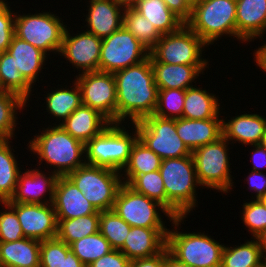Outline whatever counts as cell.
Listing matches in <instances>:
<instances>
[{
    "label": "cell",
    "mask_w": 266,
    "mask_h": 267,
    "mask_svg": "<svg viewBox=\"0 0 266 267\" xmlns=\"http://www.w3.org/2000/svg\"><path fill=\"white\" fill-rule=\"evenodd\" d=\"M113 75L117 95L116 123H122L125 119L134 123L154 114L158 87L150 54L141 63L116 71Z\"/></svg>",
    "instance_id": "6da1fadb"
},
{
    "label": "cell",
    "mask_w": 266,
    "mask_h": 267,
    "mask_svg": "<svg viewBox=\"0 0 266 267\" xmlns=\"http://www.w3.org/2000/svg\"><path fill=\"white\" fill-rule=\"evenodd\" d=\"M49 126L40 135H34L28 142V148L39 156L37 165L45 161L50 168H55L52 172L57 176H67L85 164V145L66 132L61 125Z\"/></svg>",
    "instance_id": "7a4b0ae2"
},
{
    "label": "cell",
    "mask_w": 266,
    "mask_h": 267,
    "mask_svg": "<svg viewBox=\"0 0 266 267\" xmlns=\"http://www.w3.org/2000/svg\"><path fill=\"white\" fill-rule=\"evenodd\" d=\"M159 172L166 192V208L174 217H187L197 206L196 188L200 186L192 154L163 159Z\"/></svg>",
    "instance_id": "3957f363"
},
{
    "label": "cell",
    "mask_w": 266,
    "mask_h": 267,
    "mask_svg": "<svg viewBox=\"0 0 266 267\" xmlns=\"http://www.w3.org/2000/svg\"><path fill=\"white\" fill-rule=\"evenodd\" d=\"M121 125L122 123H110L85 144V164L123 172L129 161L131 148L138 139V132L134 124L133 134H129Z\"/></svg>",
    "instance_id": "277c9868"
},
{
    "label": "cell",
    "mask_w": 266,
    "mask_h": 267,
    "mask_svg": "<svg viewBox=\"0 0 266 267\" xmlns=\"http://www.w3.org/2000/svg\"><path fill=\"white\" fill-rule=\"evenodd\" d=\"M185 24L208 46L224 35L235 38L236 0H202Z\"/></svg>",
    "instance_id": "5b68a950"
},
{
    "label": "cell",
    "mask_w": 266,
    "mask_h": 267,
    "mask_svg": "<svg viewBox=\"0 0 266 267\" xmlns=\"http://www.w3.org/2000/svg\"><path fill=\"white\" fill-rule=\"evenodd\" d=\"M160 210L169 217L174 227H179L186 218L174 217L160 202L136 192L125 183L120 187L113 206V211L131 227L167 228Z\"/></svg>",
    "instance_id": "8992f818"
},
{
    "label": "cell",
    "mask_w": 266,
    "mask_h": 267,
    "mask_svg": "<svg viewBox=\"0 0 266 267\" xmlns=\"http://www.w3.org/2000/svg\"><path fill=\"white\" fill-rule=\"evenodd\" d=\"M67 177L99 212L113 209L117 193L123 184L120 172L89 164L77 168Z\"/></svg>",
    "instance_id": "52a82bcc"
},
{
    "label": "cell",
    "mask_w": 266,
    "mask_h": 267,
    "mask_svg": "<svg viewBox=\"0 0 266 267\" xmlns=\"http://www.w3.org/2000/svg\"><path fill=\"white\" fill-rule=\"evenodd\" d=\"M179 228L167 233V248L180 262L190 267H221L224 244L201 232H178Z\"/></svg>",
    "instance_id": "ba28073f"
},
{
    "label": "cell",
    "mask_w": 266,
    "mask_h": 267,
    "mask_svg": "<svg viewBox=\"0 0 266 267\" xmlns=\"http://www.w3.org/2000/svg\"><path fill=\"white\" fill-rule=\"evenodd\" d=\"M229 144L222 136L217 141L192 151L196 176L201 187L215 189L223 194L233 189L230 157L227 152Z\"/></svg>",
    "instance_id": "9c48e42d"
},
{
    "label": "cell",
    "mask_w": 266,
    "mask_h": 267,
    "mask_svg": "<svg viewBox=\"0 0 266 267\" xmlns=\"http://www.w3.org/2000/svg\"><path fill=\"white\" fill-rule=\"evenodd\" d=\"M208 45L186 24L177 31L163 34L149 54L160 63L207 66L202 51Z\"/></svg>",
    "instance_id": "30bf717a"
},
{
    "label": "cell",
    "mask_w": 266,
    "mask_h": 267,
    "mask_svg": "<svg viewBox=\"0 0 266 267\" xmlns=\"http://www.w3.org/2000/svg\"><path fill=\"white\" fill-rule=\"evenodd\" d=\"M61 18L50 12L15 15L14 34L36 48L59 55L66 25ZM50 51V52H49Z\"/></svg>",
    "instance_id": "8fae6325"
},
{
    "label": "cell",
    "mask_w": 266,
    "mask_h": 267,
    "mask_svg": "<svg viewBox=\"0 0 266 267\" xmlns=\"http://www.w3.org/2000/svg\"><path fill=\"white\" fill-rule=\"evenodd\" d=\"M138 139L162 160L191 155L181 138L177 135L176 119L149 115L134 122Z\"/></svg>",
    "instance_id": "7c38bea8"
},
{
    "label": "cell",
    "mask_w": 266,
    "mask_h": 267,
    "mask_svg": "<svg viewBox=\"0 0 266 267\" xmlns=\"http://www.w3.org/2000/svg\"><path fill=\"white\" fill-rule=\"evenodd\" d=\"M149 51L124 26L102 39L99 71L115 73L141 63Z\"/></svg>",
    "instance_id": "4fadbf2b"
},
{
    "label": "cell",
    "mask_w": 266,
    "mask_h": 267,
    "mask_svg": "<svg viewBox=\"0 0 266 267\" xmlns=\"http://www.w3.org/2000/svg\"><path fill=\"white\" fill-rule=\"evenodd\" d=\"M82 97V104L99 111L111 123H116V83L113 73L92 71L81 73L74 80Z\"/></svg>",
    "instance_id": "5bb4252c"
},
{
    "label": "cell",
    "mask_w": 266,
    "mask_h": 267,
    "mask_svg": "<svg viewBox=\"0 0 266 267\" xmlns=\"http://www.w3.org/2000/svg\"><path fill=\"white\" fill-rule=\"evenodd\" d=\"M8 204L16 211L25 238L43 241L57 237L58 220L52 203Z\"/></svg>",
    "instance_id": "9a60e30c"
},
{
    "label": "cell",
    "mask_w": 266,
    "mask_h": 267,
    "mask_svg": "<svg viewBox=\"0 0 266 267\" xmlns=\"http://www.w3.org/2000/svg\"><path fill=\"white\" fill-rule=\"evenodd\" d=\"M75 35L71 36L66 26L60 56L69 60L79 71L82 69V73L99 71L102 39L87 31Z\"/></svg>",
    "instance_id": "2e32d148"
},
{
    "label": "cell",
    "mask_w": 266,
    "mask_h": 267,
    "mask_svg": "<svg viewBox=\"0 0 266 267\" xmlns=\"http://www.w3.org/2000/svg\"><path fill=\"white\" fill-rule=\"evenodd\" d=\"M27 170L24 173L22 172V174L21 172L19 173L14 195L6 202L33 204L53 203L54 188L58 176L53 172H51V175L49 174L47 176L42 173V170L40 172L39 169L36 168ZM46 192L49 193V199L44 197ZM43 198L45 199L43 200Z\"/></svg>",
    "instance_id": "e0dca14e"
},
{
    "label": "cell",
    "mask_w": 266,
    "mask_h": 267,
    "mask_svg": "<svg viewBox=\"0 0 266 267\" xmlns=\"http://www.w3.org/2000/svg\"><path fill=\"white\" fill-rule=\"evenodd\" d=\"M52 204L57 219H74L100 213L67 176H58Z\"/></svg>",
    "instance_id": "ac0fdd59"
},
{
    "label": "cell",
    "mask_w": 266,
    "mask_h": 267,
    "mask_svg": "<svg viewBox=\"0 0 266 267\" xmlns=\"http://www.w3.org/2000/svg\"><path fill=\"white\" fill-rule=\"evenodd\" d=\"M169 228L131 227L120 251L130 260L149 258L167 246Z\"/></svg>",
    "instance_id": "d6986e66"
},
{
    "label": "cell",
    "mask_w": 266,
    "mask_h": 267,
    "mask_svg": "<svg viewBox=\"0 0 266 267\" xmlns=\"http://www.w3.org/2000/svg\"><path fill=\"white\" fill-rule=\"evenodd\" d=\"M265 31L266 0H236V39L246 43Z\"/></svg>",
    "instance_id": "ffe728a7"
},
{
    "label": "cell",
    "mask_w": 266,
    "mask_h": 267,
    "mask_svg": "<svg viewBox=\"0 0 266 267\" xmlns=\"http://www.w3.org/2000/svg\"><path fill=\"white\" fill-rule=\"evenodd\" d=\"M222 122L223 119L220 118L206 120L176 118L177 135L192 152L222 137Z\"/></svg>",
    "instance_id": "44dd1931"
},
{
    "label": "cell",
    "mask_w": 266,
    "mask_h": 267,
    "mask_svg": "<svg viewBox=\"0 0 266 267\" xmlns=\"http://www.w3.org/2000/svg\"><path fill=\"white\" fill-rule=\"evenodd\" d=\"M89 2L88 15L85 19L88 23L87 32L103 39L123 26L125 9L113 0H90Z\"/></svg>",
    "instance_id": "7402d4cb"
},
{
    "label": "cell",
    "mask_w": 266,
    "mask_h": 267,
    "mask_svg": "<svg viewBox=\"0 0 266 267\" xmlns=\"http://www.w3.org/2000/svg\"><path fill=\"white\" fill-rule=\"evenodd\" d=\"M111 122L99 111L81 105L59 125L84 145L100 134Z\"/></svg>",
    "instance_id": "603a6c76"
},
{
    "label": "cell",
    "mask_w": 266,
    "mask_h": 267,
    "mask_svg": "<svg viewBox=\"0 0 266 267\" xmlns=\"http://www.w3.org/2000/svg\"><path fill=\"white\" fill-rule=\"evenodd\" d=\"M154 79L158 89H182L193 87L192 82L203 74L208 66L166 64L157 62L151 55ZM204 69V70H203Z\"/></svg>",
    "instance_id": "cb8c5ba5"
},
{
    "label": "cell",
    "mask_w": 266,
    "mask_h": 267,
    "mask_svg": "<svg viewBox=\"0 0 266 267\" xmlns=\"http://www.w3.org/2000/svg\"><path fill=\"white\" fill-rule=\"evenodd\" d=\"M223 136L243 145L260 144L266 130V118L259 114H241L222 122Z\"/></svg>",
    "instance_id": "d4e9b609"
},
{
    "label": "cell",
    "mask_w": 266,
    "mask_h": 267,
    "mask_svg": "<svg viewBox=\"0 0 266 267\" xmlns=\"http://www.w3.org/2000/svg\"><path fill=\"white\" fill-rule=\"evenodd\" d=\"M1 267H40V241L22 238L0 242Z\"/></svg>",
    "instance_id": "484cf974"
},
{
    "label": "cell",
    "mask_w": 266,
    "mask_h": 267,
    "mask_svg": "<svg viewBox=\"0 0 266 267\" xmlns=\"http://www.w3.org/2000/svg\"><path fill=\"white\" fill-rule=\"evenodd\" d=\"M7 52L14 56V63L24 79L32 86L44 66L46 54L32 44L13 37ZM39 73V74H38Z\"/></svg>",
    "instance_id": "4316f807"
},
{
    "label": "cell",
    "mask_w": 266,
    "mask_h": 267,
    "mask_svg": "<svg viewBox=\"0 0 266 267\" xmlns=\"http://www.w3.org/2000/svg\"><path fill=\"white\" fill-rule=\"evenodd\" d=\"M209 93L198 87L187 88L182 118L201 120L219 118L220 103L215 94Z\"/></svg>",
    "instance_id": "83f0119b"
},
{
    "label": "cell",
    "mask_w": 266,
    "mask_h": 267,
    "mask_svg": "<svg viewBox=\"0 0 266 267\" xmlns=\"http://www.w3.org/2000/svg\"><path fill=\"white\" fill-rule=\"evenodd\" d=\"M133 9L147 18L161 35L175 32L184 24L163 0H138Z\"/></svg>",
    "instance_id": "f1b7e54d"
},
{
    "label": "cell",
    "mask_w": 266,
    "mask_h": 267,
    "mask_svg": "<svg viewBox=\"0 0 266 267\" xmlns=\"http://www.w3.org/2000/svg\"><path fill=\"white\" fill-rule=\"evenodd\" d=\"M266 262L257 238L240 244L226 247L222 253L221 267H259Z\"/></svg>",
    "instance_id": "f546056e"
},
{
    "label": "cell",
    "mask_w": 266,
    "mask_h": 267,
    "mask_svg": "<svg viewBox=\"0 0 266 267\" xmlns=\"http://www.w3.org/2000/svg\"><path fill=\"white\" fill-rule=\"evenodd\" d=\"M10 143L9 139H0V203L14 195L19 173L22 172Z\"/></svg>",
    "instance_id": "4dcf8cb0"
},
{
    "label": "cell",
    "mask_w": 266,
    "mask_h": 267,
    "mask_svg": "<svg viewBox=\"0 0 266 267\" xmlns=\"http://www.w3.org/2000/svg\"><path fill=\"white\" fill-rule=\"evenodd\" d=\"M73 88L56 89L51 93H47L46 109L50 116L57 118L56 121L64 122L68 116L73 113L79 106L82 105V97L80 88L75 81ZM59 119V120H58Z\"/></svg>",
    "instance_id": "1f68e13d"
},
{
    "label": "cell",
    "mask_w": 266,
    "mask_h": 267,
    "mask_svg": "<svg viewBox=\"0 0 266 267\" xmlns=\"http://www.w3.org/2000/svg\"><path fill=\"white\" fill-rule=\"evenodd\" d=\"M100 213L74 219H57V238L67 245L99 231Z\"/></svg>",
    "instance_id": "d6a6232c"
},
{
    "label": "cell",
    "mask_w": 266,
    "mask_h": 267,
    "mask_svg": "<svg viewBox=\"0 0 266 267\" xmlns=\"http://www.w3.org/2000/svg\"><path fill=\"white\" fill-rule=\"evenodd\" d=\"M123 26L150 52L161 38L159 31L133 8L125 9Z\"/></svg>",
    "instance_id": "836d02e7"
},
{
    "label": "cell",
    "mask_w": 266,
    "mask_h": 267,
    "mask_svg": "<svg viewBox=\"0 0 266 267\" xmlns=\"http://www.w3.org/2000/svg\"><path fill=\"white\" fill-rule=\"evenodd\" d=\"M0 81L4 90L16 93L25 101H29L33 86L24 79L14 63V56L7 51L0 53Z\"/></svg>",
    "instance_id": "e575fe53"
},
{
    "label": "cell",
    "mask_w": 266,
    "mask_h": 267,
    "mask_svg": "<svg viewBox=\"0 0 266 267\" xmlns=\"http://www.w3.org/2000/svg\"><path fill=\"white\" fill-rule=\"evenodd\" d=\"M162 159L152 150L148 149L139 139L133 144L130 158L123 168L122 177L138 176L159 170Z\"/></svg>",
    "instance_id": "d590c367"
},
{
    "label": "cell",
    "mask_w": 266,
    "mask_h": 267,
    "mask_svg": "<svg viewBox=\"0 0 266 267\" xmlns=\"http://www.w3.org/2000/svg\"><path fill=\"white\" fill-rule=\"evenodd\" d=\"M28 103L20 95L10 91H0V139L14 137L17 112Z\"/></svg>",
    "instance_id": "8d00e7d4"
},
{
    "label": "cell",
    "mask_w": 266,
    "mask_h": 267,
    "mask_svg": "<svg viewBox=\"0 0 266 267\" xmlns=\"http://www.w3.org/2000/svg\"><path fill=\"white\" fill-rule=\"evenodd\" d=\"M69 246L71 251L86 267L113 250L108 240L99 231L83 237Z\"/></svg>",
    "instance_id": "74e56055"
},
{
    "label": "cell",
    "mask_w": 266,
    "mask_h": 267,
    "mask_svg": "<svg viewBox=\"0 0 266 267\" xmlns=\"http://www.w3.org/2000/svg\"><path fill=\"white\" fill-rule=\"evenodd\" d=\"M122 180L136 192L154 199L166 207V192L159 170L138 176H124Z\"/></svg>",
    "instance_id": "f35d334b"
},
{
    "label": "cell",
    "mask_w": 266,
    "mask_h": 267,
    "mask_svg": "<svg viewBox=\"0 0 266 267\" xmlns=\"http://www.w3.org/2000/svg\"><path fill=\"white\" fill-rule=\"evenodd\" d=\"M131 229L113 209L100 212L99 232L108 240L112 249L120 250Z\"/></svg>",
    "instance_id": "ab89813d"
},
{
    "label": "cell",
    "mask_w": 266,
    "mask_h": 267,
    "mask_svg": "<svg viewBox=\"0 0 266 267\" xmlns=\"http://www.w3.org/2000/svg\"><path fill=\"white\" fill-rule=\"evenodd\" d=\"M185 90L158 89L157 106L153 115L160 118H181L184 108Z\"/></svg>",
    "instance_id": "60d3db41"
},
{
    "label": "cell",
    "mask_w": 266,
    "mask_h": 267,
    "mask_svg": "<svg viewBox=\"0 0 266 267\" xmlns=\"http://www.w3.org/2000/svg\"><path fill=\"white\" fill-rule=\"evenodd\" d=\"M242 212V221L252 239L257 238L266 229V207L259 199H254L243 204Z\"/></svg>",
    "instance_id": "b9f144b4"
},
{
    "label": "cell",
    "mask_w": 266,
    "mask_h": 267,
    "mask_svg": "<svg viewBox=\"0 0 266 267\" xmlns=\"http://www.w3.org/2000/svg\"><path fill=\"white\" fill-rule=\"evenodd\" d=\"M0 204L6 208V210L0 211V242H11L25 238L16 211L7 202Z\"/></svg>",
    "instance_id": "7bdbcfd3"
},
{
    "label": "cell",
    "mask_w": 266,
    "mask_h": 267,
    "mask_svg": "<svg viewBox=\"0 0 266 267\" xmlns=\"http://www.w3.org/2000/svg\"><path fill=\"white\" fill-rule=\"evenodd\" d=\"M70 246L57 237L40 241V267H59Z\"/></svg>",
    "instance_id": "ee69618b"
},
{
    "label": "cell",
    "mask_w": 266,
    "mask_h": 267,
    "mask_svg": "<svg viewBox=\"0 0 266 267\" xmlns=\"http://www.w3.org/2000/svg\"><path fill=\"white\" fill-rule=\"evenodd\" d=\"M15 15L6 0L0 2V53L6 52L14 34Z\"/></svg>",
    "instance_id": "f6af8a7d"
},
{
    "label": "cell",
    "mask_w": 266,
    "mask_h": 267,
    "mask_svg": "<svg viewBox=\"0 0 266 267\" xmlns=\"http://www.w3.org/2000/svg\"><path fill=\"white\" fill-rule=\"evenodd\" d=\"M129 263L130 260L120 250L113 249L87 267H129Z\"/></svg>",
    "instance_id": "bcb514c9"
},
{
    "label": "cell",
    "mask_w": 266,
    "mask_h": 267,
    "mask_svg": "<svg viewBox=\"0 0 266 267\" xmlns=\"http://www.w3.org/2000/svg\"><path fill=\"white\" fill-rule=\"evenodd\" d=\"M262 171L257 172L251 170L249 173L248 179H244L249 183L250 191H255L256 196L255 199H260L266 193V175Z\"/></svg>",
    "instance_id": "7dc6e473"
},
{
    "label": "cell",
    "mask_w": 266,
    "mask_h": 267,
    "mask_svg": "<svg viewBox=\"0 0 266 267\" xmlns=\"http://www.w3.org/2000/svg\"><path fill=\"white\" fill-rule=\"evenodd\" d=\"M166 6L185 24L191 16V7L185 0H163Z\"/></svg>",
    "instance_id": "c3c4849f"
},
{
    "label": "cell",
    "mask_w": 266,
    "mask_h": 267,
    "mask_svg": "<svg viewBox=\"0 0 266 267\" xmlns=\"http://www.w3.org/2000/svg\"><path fill=\"white\" fill-rule=\"evenodd\" d=\"M251 146L255 147V149H253L251 152L253 165V168L251 169L257 172H260V170L263 171L264 167H266V148L261 144H255Z\"/></svg>",
    "instance_id": "681fc988"
},
{
    "label": "cell",
    "mask_w": 266,
    "mask_h": 267,
    "mask_svg": "<svg viewBox=\"0 0 266 267\" xmlns=\"http://www.w3.org/2000/svg\"><path fill=\"white\" fill-rule=\"evenodd\" d=\"M164 264V250L158 255L132 260L129 267H163Z\"/></svg>",
    "instance_id": "f907efd6"
},
{
    "label": "cell",
    "mask_w": 266,
    "mask_h": 267,
    "mask_svg": "<svg viewBox=\"0 0 266 267\" xmlns=\"http://www.w3.org/2000/svg\"><path fill=\"white\" fill-rule=\"evenodd\" d=\"M59 267H86L78 257L71 251L67 252V255H63L62 262Z\"/></svg>",
    "instance_id": "816d5d0a"
},
{
    "label": "cell",
    "mask_w": 266,
    "mask_h": 267,
    "mask_svg": "<svg viewBox=\"0 0 266 267\" xmlns=\"http://www.w3.org/2000/svg\"><path fill=\"white\" fill-rule=\"evenodd\" d=\"M254 60L257 66L264 72H266V44L258 47V49L254 50Z\"/></svg>",
    "instance_id": "f5cc1de1"
},
{
    "label": "cell",
    "mask_w": 266,
    "mask_h": 267,
    "mask_svg": "<svg viewBox=\"0 0 266 267\" xmlns=\"http://www.w3.org/2000/svg\"><path fill=\"white\" fill-rule=\"evenodd\" d=\"M163 267H190L187 264L180 262L176 257H174L166 247L164 249V264Z\"/></svg>",
    "instance_id": "db71d44e"
},
{
    "label": "cell",
    "mask_w": 266,
    "mask_h": 267,
    "mask_svg": "<svg viewBox=\"0 0 266 267\" xmlns=\"http://www.w3.org/2000/svg\"><path fill=\"white\" fill-rule=\"evenodd\" d=\"M117 5L123 9L133 8L138 0H113Z\"/></svg>",
    "instance_id": "11a10c76"
},
{
    "label": "cell",
    "mask_w": 266,
    "mask_h": 267,
    "mask_svg": "<svg viewBox=\"0 0 266 267\" xmlns=\"http://www.w3.org/2000/svg\"><path fill=\"white\" fill-rule=\"evenodd\" d=\"M257 239L266 259V229L257 237Z\"/></svg>",
    "instance_id": "9f6ffc18"
},
{
    "label": "cell",
    "mask_w": 266,
    "mask_h": 267,
    "mask_svg": "<svg viewBox=\"0 0 266 267\" xmlns=\"http://www.w3.org/2000/svg\"><path fill=\"white\" fill-rule=\"evenodd\" d=\"M187 4L192 8L196 4H199L202 0H185Z\"/></svg>",
    "instance_id": "6f0895ef"
},
{
    "label": "cell",
    "mask_w": 266,
    "mask_h": 267,
    "mask_svg": "<svg viewBox=\"0 0 266 267\" xmlns=\"http://www.w3.org/2000/svg\"><path fill=\"white\" fill-rule=\"evenodd\" d=\"M260 144L266 148V130H265V133H264V135L262 137V140H261Z\"/></svg>",
    "instance_id": "680465c9"
},
{
    "label": "cell",
    "mask_w": 266,
    "mask_h": 267,
    "mask_svg": "<svg viewBox=\"0 0 266 267\" xmlns=\"http://www.w3.org/2000/svg\"><path fill=\"white\" fill-rule=\"evenodd\" d=\"M259 200H260V201L263 203V205L266 207V193H265V195L262 196Z\"/></svg>",
    "instance_id": "91938a15"
},
{
    "label": "cell",
    "mask_w": 266,
    "mask_h": 267,
    "mask_svg": "<svg viewBox=\"0 0 266 267\" xmlns=\"http://www.w3.org/2000/svg\"><path fill=\"white\" fill-rule=\"evenodd\" d=\"M0 91H4V89L2 88L1 81H0Z\"/></svg>",
    "instance_id": "94428289"
},
{
    "label": "cell",
    "mask_w": 266,
    "mask_h": 267,
    "mask_svg": "<svg viewBox=\"0 0 266 267\" xmlns=\"http://www.w3.org/2000/svg\"><path fill=\"white\" fill-rule=\"evenodd\" d=\"M259 267H266V262L265 263H263L261 266H259Z\"/></svg>",
    "instance_id": "6125c7cd"
}]
</instances>
